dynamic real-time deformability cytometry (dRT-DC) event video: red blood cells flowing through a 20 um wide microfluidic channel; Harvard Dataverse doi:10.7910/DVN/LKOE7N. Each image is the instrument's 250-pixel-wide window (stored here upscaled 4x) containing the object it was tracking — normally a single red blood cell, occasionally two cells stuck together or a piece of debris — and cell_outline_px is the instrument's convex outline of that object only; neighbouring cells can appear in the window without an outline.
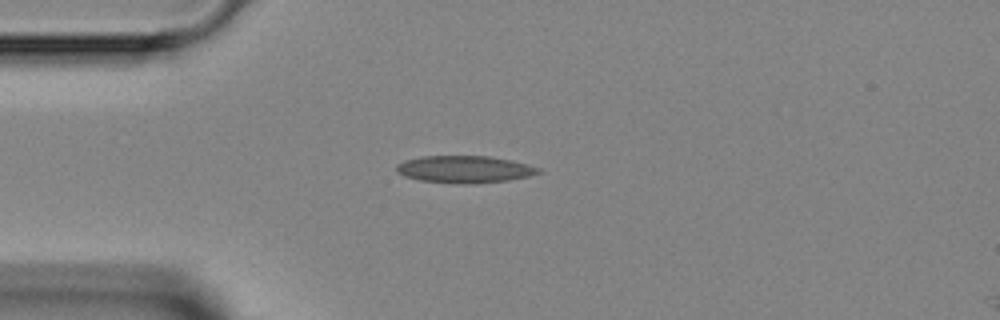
{"species": "Egyptian fruit bat (a non-hibernating species)", "species_latin": "Rousettus aegyptiacus", "temperature_condition": "room temperature", "stored_images_in_passage": 2, "camera_frame_rate_fps": 3000, "um_per_image_px": 0.085, "animal": {"sex": "female"}, "frame": {"image": 1, "passage_image": 1, "time_ms": 0.0, "image_size_px": [1000, 320], "cell_outline_px": [[544, 172], [528, 176], [508, 180], [476, 184], [460, 184], [420, 180], [404, 176], [396, 172], [396, 164], [404, 160], [420, 156], [492, 156], [512, 160], [528, 164], [540, 168]], "centroid_in_image_um": [39.5, 14.39], "position_along_channel_um": 45.5, "area_um2": 22.77}}